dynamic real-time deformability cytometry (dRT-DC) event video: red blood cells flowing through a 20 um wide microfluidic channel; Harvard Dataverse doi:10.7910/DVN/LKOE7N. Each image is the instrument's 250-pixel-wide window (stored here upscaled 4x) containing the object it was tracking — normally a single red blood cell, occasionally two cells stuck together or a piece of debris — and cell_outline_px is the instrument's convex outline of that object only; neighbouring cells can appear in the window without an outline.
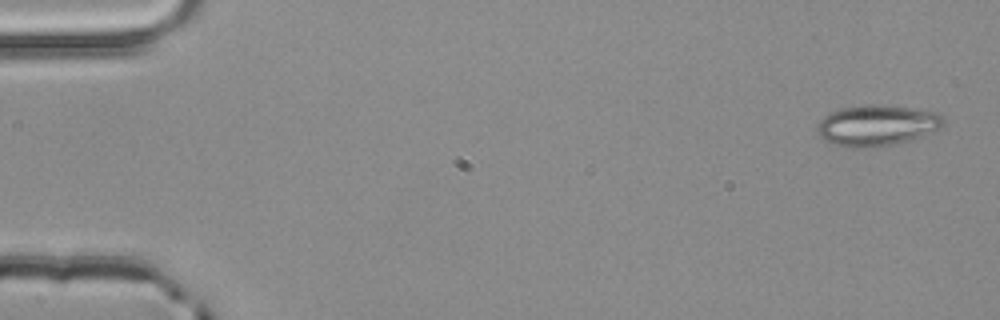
{"species": "common noctule bat (a hibernating species)", "species_latin": "Nyctalus noctula", "temperature_condition": "room temperature", "stored_images_in_passage": 4, "camera_frame_rate_fps": 3000, "um_per_image_px": 0.085, "animal": {"sex": "male", "body_mass_g": 20.4}, "frame": {"image": 1, "passage_image": 1, "time_ms": 0.0, "image_size_px": [1000, 320], "cell_outline_px": [[944, 124], [920, 136], [896, 144], [872, 148], [852, 148], [832, 144], [824, 140], [816, 132], [816, 128], [820, 120], [824, 116], [832, 112], [844, 108], [868, 104], [876, 104], [940, 112], [944, 120]], "centroid_in_image_um": [74.49, 10.67], "position_along_channel_um": 10.5, "area_um2": 29.88}}